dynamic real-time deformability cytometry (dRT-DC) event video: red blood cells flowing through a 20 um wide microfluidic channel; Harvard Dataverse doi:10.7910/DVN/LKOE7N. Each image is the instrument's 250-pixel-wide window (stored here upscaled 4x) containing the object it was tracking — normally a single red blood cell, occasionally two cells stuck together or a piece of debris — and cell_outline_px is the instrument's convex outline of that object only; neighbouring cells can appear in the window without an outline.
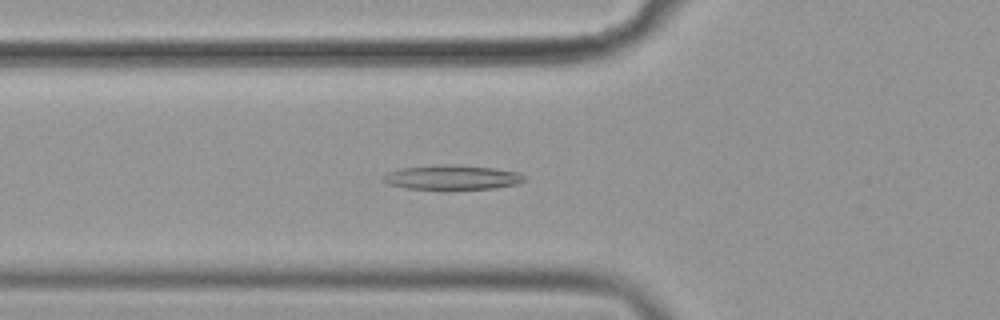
{"species": "common noctule bat (a hibernating species)", "species_latin": "Nyctalus noctula", "temperature_condition": "cold", "stored_images_in_passage": 56, "camera_frame_rate_fps": 3000, "um_per_image_px": 0.085, "animal": {"sex": "female", "body_mass_g": 19.9}, "frame": {"image": 1, "passage_image": 20, "time_ms": 6.333, "image_size_px": [1000, 320], "cell_outline_px": [[524, 180], [516, 184], [496, 188], [408, 188], [388, 184], [384, 180], [384, 176], [388, 172], [404, 168], [436, 164], [448, 164], [492, 168], [516, 172], [524, 176]], "centroid_in_image_um": [38.42, 15.06], "position_along_channel_um": 87.4, "area_um2": 19.48}}
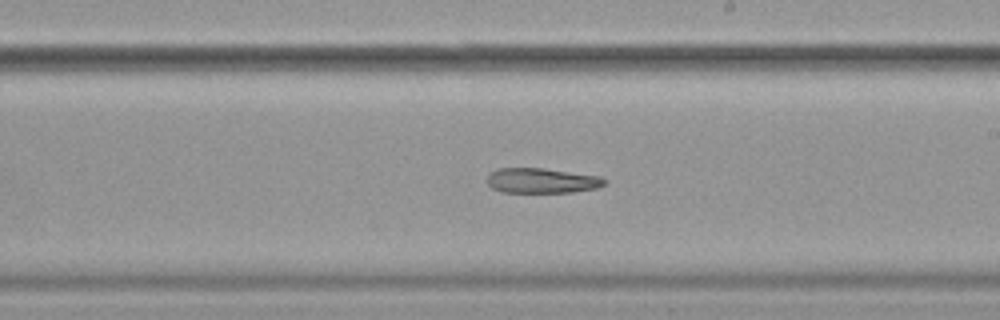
{"frame": {"image": 2, "passage_image": 33, "time_ms": 10.667, "image_size_px": [1000, 320], "cell_outline_px": [[608, 180], [604, 184], [596, 188], [572, 192], [500, 192], [492, 188], [488, 184], [488, 176], [496, 168], [544, 168], [600, 176]], "centroid_in_image_um": [46.05, 15.35], "position_along_channel_um": 242.9, "area_um2": 17.11}}
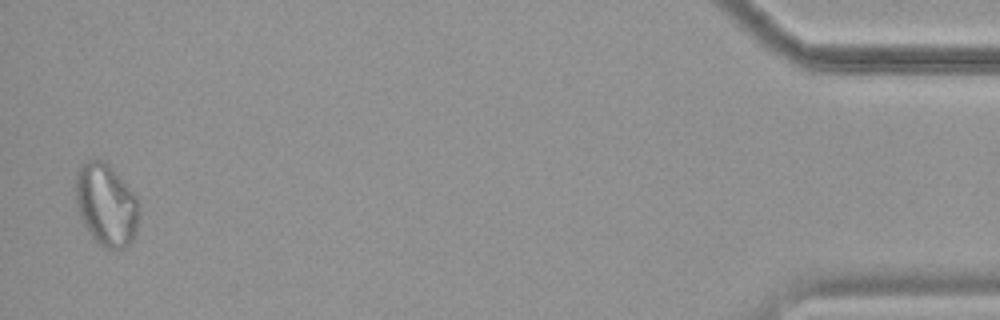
{"frame": {"image": 3, "passage_image": 55, "time_ms": 18.0, "image_size_px": [1000, 320], "cell_outline_px": [[140, 204], [136, 232], [132, 240], [124, 248], [104, 248], [92, 236], [84, 224], [76, 208], [76, 172], [80, 164], [84, 160], [104, 160], [108, 164], [136, 196]], "centroid_in_image_um": [9.02, 17.38], "position_along_channel_um": 426.2, "area_um2": 30.29}}